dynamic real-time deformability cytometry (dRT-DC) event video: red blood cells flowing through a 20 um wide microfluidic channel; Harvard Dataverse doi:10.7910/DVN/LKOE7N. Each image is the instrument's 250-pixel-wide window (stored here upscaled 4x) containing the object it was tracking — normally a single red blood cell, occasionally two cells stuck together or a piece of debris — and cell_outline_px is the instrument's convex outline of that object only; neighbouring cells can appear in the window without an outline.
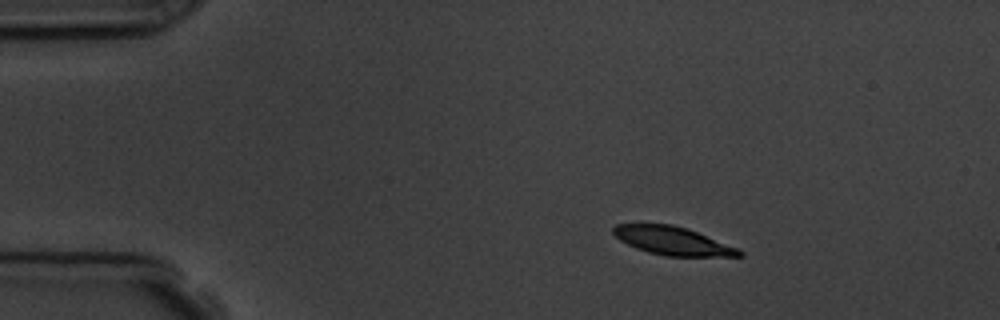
{"species": "common noctule bat (a hibernating species)", "species_latin": "Nyctalus noctula", "temperature_condition": "room temperature", "stored_images_in_passage": 3, "camera_frame_rate_fps": 3000, "um_per_image_px": 0.085, "animal": {"sex": "male", "body_mass_g": 19.5, "forearm_length_mm": 54.6}, "frame": {"image": 1, "passage_image": 1, "time_ms": 0.0, "image_size_px": [1000, 320], "cell_outline_px": [[744, 256], [664, 256], [648, 252], [636, 248], [620, 240], [612, 232], [612, 228], [616, 224], [672, 224], [688, 228], [740, 248], [744, 252]], "centroid_in_image_um": [57.22, 20.47], "position_along_channel_um": 27.8, "area_um2": 20.92}}